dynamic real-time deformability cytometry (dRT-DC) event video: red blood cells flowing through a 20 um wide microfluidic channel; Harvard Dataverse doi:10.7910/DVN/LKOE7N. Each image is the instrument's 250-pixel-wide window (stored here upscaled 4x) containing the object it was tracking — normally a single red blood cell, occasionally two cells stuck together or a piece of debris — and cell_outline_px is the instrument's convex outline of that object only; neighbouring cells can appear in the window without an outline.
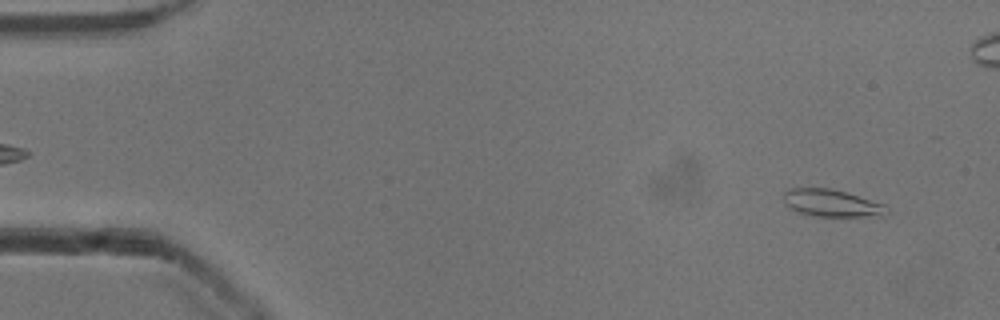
{"species": "common noctule bat (a hibernating species)", "species_latin": "Nyctalus noctula", "temperature_condition": "cold", "stored_images_in_passage": 52, "camera_frame_rate_fps": 3000, "um_per_image_px": 0.085, "animal": {"sex": "male", "body_mass_g": 13.3}, "frame": {"image": 1, "passage_image": 3, "time_ms": 0.667, "image_size_px": [1000, 320], "cell_outline_px": [[892, 212], [884, 216], [816, 216], [800, 212], [788, 208], [784, 204], [784, 192], [788, 188], [832, 188], [884, 204]], "centroid_in_image_um": [70.71, 17.27], "position_along_channel_um": 14.3, "area_um2": 16.47}}
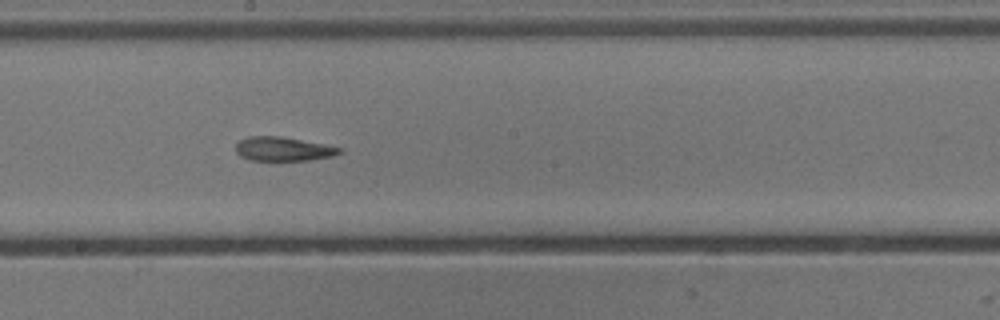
{"frame": {"image": 2, "passage_image": 28, "time_ms": 9.0, "image_size_px": [1000, 320], "cell_outline_px": [[344, 152], [332, 156], [308, 160], [248, 160], [240, 156], [236, 152], [236, 144], [240, 140], [248, 136], [280, 136], [324, 144], [344, 148]], "centroid_in_image_um": [24.08, 12.66], "position_along_channel_um": 224.1, "area_um2": 14.57}}
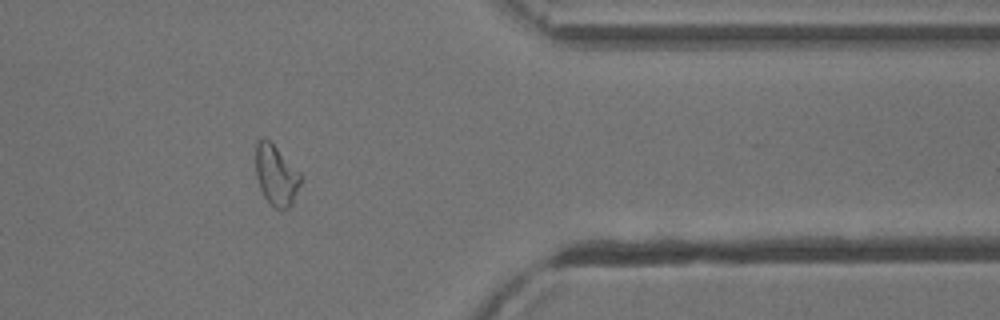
{"frame": {"image": 3, "passage_image": 42, "time_ms": 13.667, "image_size_px": [1000, 320], "cell_outline_px": [[300, 184], [292, 204], [288, 208], [276, 208], [264, 196], [260, 188], [256, 176], [256, 140], [264, 136], [276, 148], [300, 176]], "centroid_in_image_um": [23.42, 14.89], "position_along_channel_um": 388.0, "area_um2": 15.14}, "authors_computed_cell_mechanics": {"area_um2": 15.4037, "velocity_mm_per_s": 3.907, "shape_relaxation_time_tau1_ms": 6.9868, "shape_relaxation_time_tau2_ms": 2.9427, "deformation_change_tau1": 0.2224, "deformation_change_tau2": 0.1088}}